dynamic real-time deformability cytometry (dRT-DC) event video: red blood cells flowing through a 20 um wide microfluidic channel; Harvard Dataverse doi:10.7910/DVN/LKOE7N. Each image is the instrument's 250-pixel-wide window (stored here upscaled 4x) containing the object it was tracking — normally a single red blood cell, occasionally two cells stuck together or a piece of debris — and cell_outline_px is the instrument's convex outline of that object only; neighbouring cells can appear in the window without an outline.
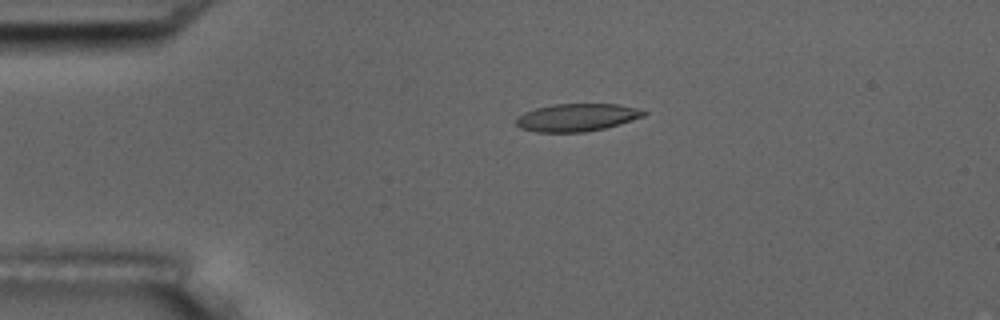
{"species": "common noctule bat (a hibernating species)", "species_latin": "Nyctalus noctula", "temperature_condition": "room temperature", "stored_images_in_passage": 5, "camera_frame_rate_fps": 3000, "um_per_image_px": 0.085, "animal": {"sex": "male", "body_mass_g": 17.5, "forearm_length_mm": 52.3}, "frame": {"image": 1, "passage_image": 4, "time_ms": 3.667, "image_size_px": [1000, 320], "cell_outline_px": [[648, 112], [644, 116], [620, 124], [604, 128], [584, 132], [536, 132], [520, 128], [516, 124], [516, 116], [524, 112], [536, 108], [552, 104], [616, 104], [636, 108]], "centroid_in_image_um": [49.0, 9.98], "position_along_channel_um": 36.0, "area_um2": 20.58}}